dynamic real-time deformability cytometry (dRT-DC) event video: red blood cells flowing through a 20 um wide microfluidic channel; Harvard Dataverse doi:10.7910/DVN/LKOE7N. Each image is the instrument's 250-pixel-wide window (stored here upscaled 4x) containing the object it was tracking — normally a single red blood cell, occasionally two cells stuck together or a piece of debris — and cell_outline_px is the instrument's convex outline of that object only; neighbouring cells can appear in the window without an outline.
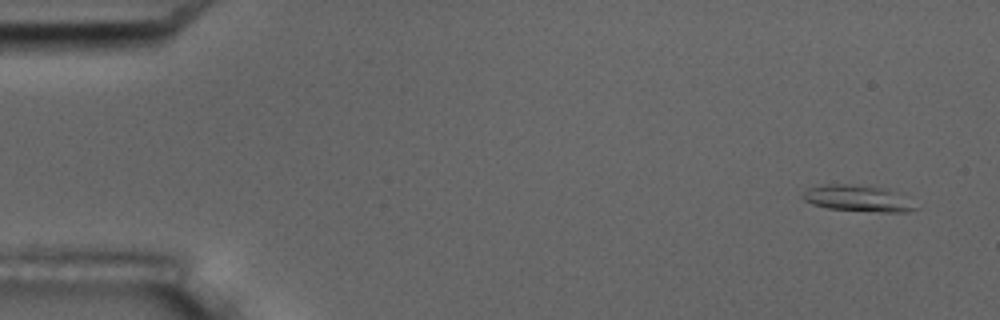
{"species": "common noctule bat (a hibernating species)", "species_latin": "Nyctalus noctula", "temperature_condition": "room temperature", "stored_images_in_passage": 6, "camera_frame_rate_fps": 3000, "um_per_image_px": 0.085, "animal": {"sex": "male", "body_mass_g": 17.5, "forearm_length_mm": 52.3}, "frame": {"image": 1, "passage_image": 1, "time_ms": 0.0, "image_size_px": [1000, 320], "cell_outline_px": [[920, 208], [908, 212], [880, 212], [828, 208], [812, 204], [804, 200], [800, 196], [800, 192], [808, 188], [824, 184], [856, 184], [888, 188]], "centroid_in_image_um": [72.86, 16.85], "position_along_channel_um": 12.1, "area_um2": 17.4}}